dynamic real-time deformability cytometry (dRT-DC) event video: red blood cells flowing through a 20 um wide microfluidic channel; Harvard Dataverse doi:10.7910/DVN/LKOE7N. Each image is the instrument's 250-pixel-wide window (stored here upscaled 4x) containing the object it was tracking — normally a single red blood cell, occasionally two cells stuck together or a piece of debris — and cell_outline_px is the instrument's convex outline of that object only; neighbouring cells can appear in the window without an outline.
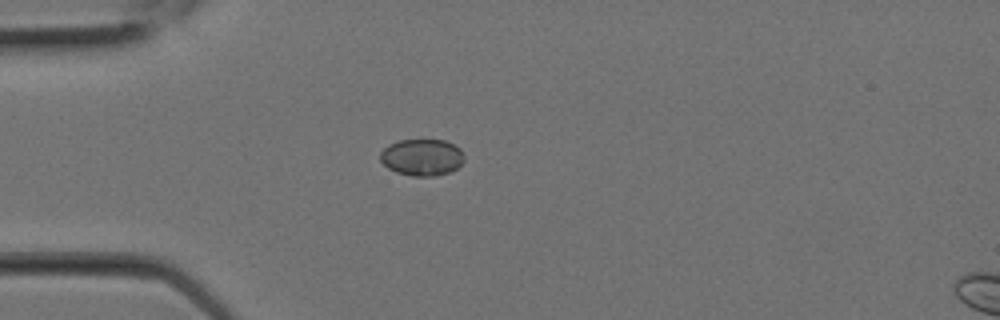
{"species": "Egyptian fruit bat (a non-hibernating species)", "species_latin": "Rousettus aegyptiacus", "temperature_condition": "room temperature", "stored_images_in_passage": 3, "camera_frame_rate_fps": 3000, "um_per_image_px": 0.085, "animal": {"sex": "female"}, "frame": {"image": 1, "passage_image": 2, "time_ms": 0.333, "image_size_px": [1000, 320], "cell_outline_px": [[464, 160], [456, 168], [448, 172], [436, 176], [412, 176], [396, 172], [388, 168], [380, 160], [380, 152], [388, 144], [400, 140], [444, 140], [460, 148], [464, 156]], "centroid_in_image_um": [35.85, 13.37], "position_along_channel_um": 49.2, "area_um2": 17.92}}